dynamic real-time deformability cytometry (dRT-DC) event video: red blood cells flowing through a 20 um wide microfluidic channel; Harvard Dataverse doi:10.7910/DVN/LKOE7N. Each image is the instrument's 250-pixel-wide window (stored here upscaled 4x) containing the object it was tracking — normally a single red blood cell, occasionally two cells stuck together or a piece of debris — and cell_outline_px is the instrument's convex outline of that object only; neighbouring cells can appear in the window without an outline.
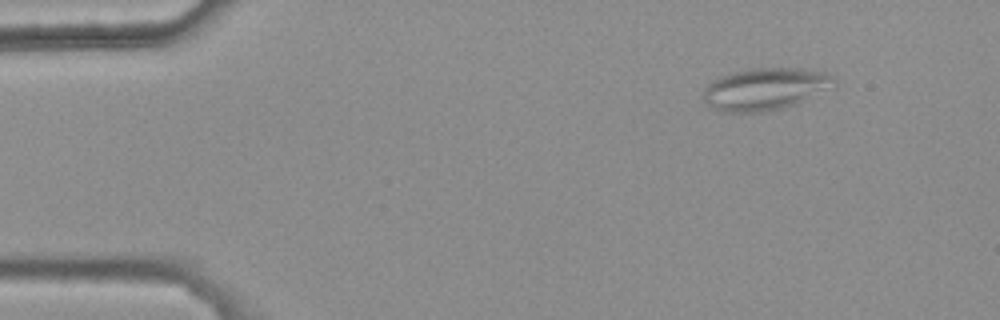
{"species": "common noctule bat (a hibernating species)", "species_latin": "Nyctalus noctula", "temperature_condition": "warm", "stored_images_in_passage": 48, "camera_frame_rate_fps": 3000, "um_per_image_px": 0.085, "animal": {"sex": "female", "body_mass_g": 25.1}, "frame": {"image": 1, "passage_image": 6, "time_ms": 1.667, "image_size_px": [1000, 320], "cell_outline_px": [[836, 84], [796, 104], [764, 112], [720, 112], [708, 104], [704, 100], [704, 88], [708, 84], [720, 76], [732, 72], [752, 68], [804, 68], [824, 72], [832, 76]], "centroid_in_image_um": [65.01, 7.56], "position_along_channel_um": 20.0, "area_um2": 31.85}}
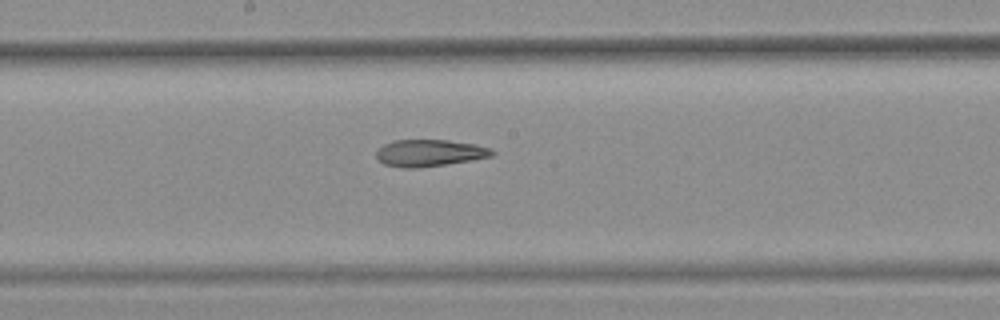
{"frame": {"image": 2, "passage_image": 28, "time_ms": 9.0, "image_size_px": [1000, 320], "cell_outline_px": [[496, 152], [492, 156], [472, 160], [420, 168], [404, 168], [384, 164], [376, 156], [376, 152], [384, 144], [392, 140], [448, 140], [476, 144], [492, 148]], "centroid_in_image_um": [36.54, 13.0], "position_along_channel_um": 211.7, "area_um2": 18.21}}
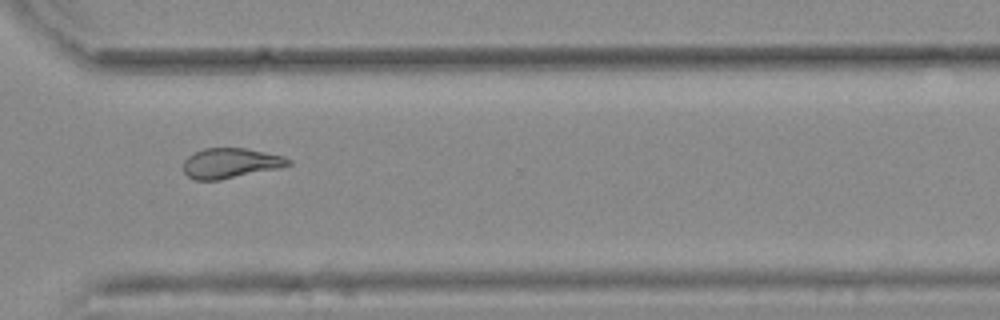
{"frame": {"image": 3, "passage_image": 39, "time_ms": 12.667, "image_size_px": [1000, 320], "cell_outline_px": [[292, 164], [280, 168], [220, 180], [196, 180], [188, 176], [184, 172], [184, 160], [188, 156], [204, 148], [244, 148], [284, 156], [292, 160]], "centroid_in_image_um": [19.62, 13.87], "position_along_channel_um": 351.0, "area_um2": 18.38}, "authors_computed_cell_mechanics": {"area_um2": 19.1896, "velocity_mm_per_s": 3.7991, "shape_relaxation_time_tau1_ms": null, "shape_relaxation_time_tau2_ms": 5.4253, "deformation_change_tau1": null, "deformation_change_tau2": 0.159}}